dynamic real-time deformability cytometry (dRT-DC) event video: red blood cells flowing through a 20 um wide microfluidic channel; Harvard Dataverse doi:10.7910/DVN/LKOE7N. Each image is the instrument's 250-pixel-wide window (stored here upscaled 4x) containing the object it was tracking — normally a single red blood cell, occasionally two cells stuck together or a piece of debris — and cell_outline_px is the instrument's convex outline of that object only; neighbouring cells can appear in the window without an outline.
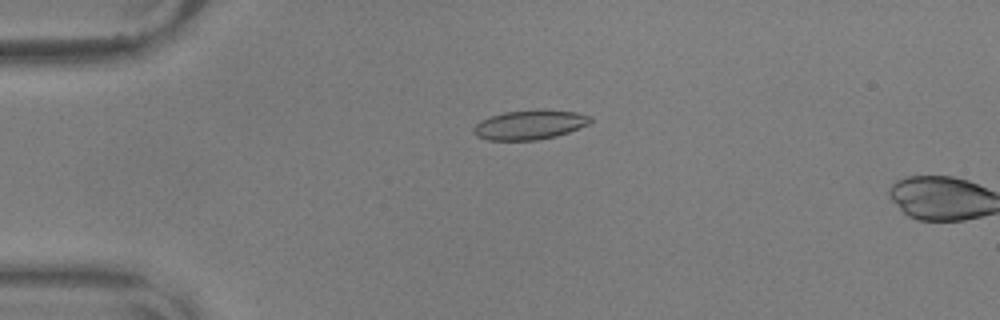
{"species": "common noctule bat (a hibernating species)", "species_latin": "Nyctalus noctula", "temperature_condition": "warm", "stored_images_in_passage": 10, "camera_frame_rate_fps": 3000, "um_per_image_px": 0.085, "animal": {"sex": "male", "body_mass_g": 17.9, "forearm_length_mm": 54.2}, "frame": {"image": 1, "passage_image": 9, "time_ms": 2.667, "image_size_px": [1000, 320], "cell_outline_px": [[592, 120], [588, 124], [568, 132], [556, 136], [536, 140], [488, 140], [476, 136], [472, 132], [472, 128], [480, 120], [504, 112], [544, 108], [576, 112], [592, 116]], "centroid_in_image_um": [45.02, 10.59], "position_along_channel_um": 40.0, "area_um2": 20.29}}